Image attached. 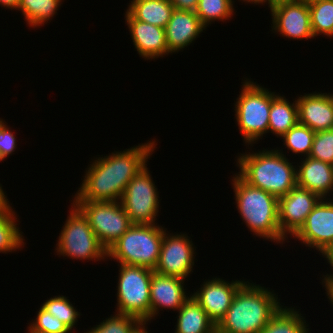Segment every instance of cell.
<instances>
[{"mask_svg":"<svg viewBox=\"0 0 333 333\" xmlns=\"http://www.w3.org/2000/svg\"><path fill=\"white\" fill-rule=\"evenodd\" d=\"M156 145L155 140H148L92 159L71 201H120L127 184L147 165Z\"/></svg>","mask_w":333,"mask_h":333,"instance_id":"obj_1","label":"cell"},{"mask_svg":"<svg viewBox=\"0 0 333 333\" xmlns=\"http://www.w3.org/2000/svg\"><path fill=\"white\" fill-rule=\"evenodd\" d=\"M274 290L246 281L236 292L217 333H260L283 306Z\"/></svg>","mask_w":333,"mask_h":333,"instance_id":"obj_2","label":"cell"},{"mask_svg":"<svg viewBox=\"0 0 333 333\" xmlns=\"http://www.w3.org/2000/svg\"><path fill=\"white\" fill-rule=\"evenodd\" d=\"M282 149H265L240 153L236 174L247 184L260 188L277 198L286 195L297 185L295 162H290Z\"/></svg>","mask_w":333,"mask_h":333,"instance_id":"obj_3","label":"cell"},{"mask_svg":"<svg viewBox=\"0 0 333 333\" xmlns=\"http://www.w3.org/2000/svg\"><path fill=\"white\" fill-rule=\"evenodd\" d=\"M232 176V187L236 208L240 217L253 232V236L282 243L286 239L281 235L278 221V198L260 188L243 181L236 173Z\"/></svg>","mask_w":333,"mask_h":333,"instance_id":"obj_4","label":"cell"},{"mask_svg":"<svg viewBox=\"0 0 333 333\" xmlns=\"http://www.w3.org/2000/svg\"><path fill=\"white\" fill-rule=\"evenodd\" d=\"M166 231L159 224H133L108 248L107 257L119 264L155 270Z\"/></svg>","mask_w":333,"mask_h":333,"instance_id":"obj_5","label":"cell"},{"mask_svg":"<svg viewBox=\"0 0 333 333\" xmlns=\"http://www.w3.org/2000/svg\"><path fill=\"white\" fill-rule=\"evenodd\" d=\"M242 81L241 93L234 104V116L244 144L253 147L268 133L272 91L249 78Z\"/></svg>","mask_w":333,"mask_h":333,"instance_id":"obj_6","label":"cell"},{"mask_svg":"<svg viewBox=\"0 0 333 333\" xmlns=\"http://www.w3.org/2000/svg\"><path fill=\"white\" fill-rule=\"evenodd\" d=\"M70 207L55 246L57 255L82 261H106L107 250L99 242L87 217L73 202Z\"/></svg>","mask_w":333,"mask_h":333,"instance_id":"obj_7","label":"cell"},{"mask_svg":"<svg viewBox=\"0 0 333 333\" xmlns=\"http://www.w3.org/2000/svg\"><path fill=\"white\" fill-rule=\"evenodd\" d=\"M119 275L115 312L132 315L151 323L150 283L154 270L143 266L118 264Z\"/></svg>","mask_w":333,"mask_h":333,"instance_id":"obj_8","label":"cell"},{"mask_svg":"<svg viewBox=\"0 0 333 333\" xmlns=\"http://www.w3.org/2000/svg\"><path fill=\"white\" fill-rule=\"evenodd\" d=\"M148 164L127 184L120 203L133 224H158L159 191L152 180Z\"/></svg>","mask_w":333,"mask_h":333,"instance_id":"obj_9","label":"cell"},{"mask_svg":"<svg viewBox=\"0 0 333 333\" xmlns=\"http://www.w3.org/2000/svg\"><path fill=\"white\" fill-rule=\"evenodd\" d=\"M87 217L99 242L108 248L132 225L120 201H72Z\"/></svg>","mask_w":333,"mask_h":333,"instance_id":"obj_10","label":"cell"},{"mask_svg":"<svg viewBox=\"0 0 333 333\" xmlns=\"http://www.w3.org/2000/svg\"><path fill=\"white\" fill-rule=\"evenodd\" d=\"M169 233H164L159 261L154 271L187 280L191 272L193 273L196 246H193L194 243L187 233Z\"/></svg>","mask_w":333,"mask_h":333,"instance_id":"obj_11","label":"cell"},{"mask_svg":"<svg viewBox=\"0 0 333 333\" xmlns=\"http://www.w3.org/2000/svg\"><path fill=\"white\" fill-rule=\"evenodd\" d=\"M294 238L321 255L333 246V196L319 200Z\"/></svg>","mask_w":333,"mask_h":333,"instance_id":"obj_12","label":"cell"},{"mask_svg":"<svg viewBox=\"0 0 333 333\" xmlns=\"http://www.w3.org/2000/svg\"><path fill=\"white\" fill-rule=\"evenodd\" d=\"M273 33L282 37L308 40L315 38L311 27L310 12L307 1H281L270 9Z\"/></svg>","mask_w":333,"mask_h":333,"instance_id":"obj_13","label":"cell"},{"mask_svg":"<svg viewBox=\"0 0 333 333\" xmlns=\"http://www.w3.org/2000/svg\"><path fill=\"white\" fill-rule=\"evenodd\" d=\"M321 198L296 185L286 195L278 198V221L281 235L293 237L303 226L306 217Z\"/></svg>","mask_w":333,"mask_h":333,"instance_id":"obj_14","label":"cell"},{"mask_svg":"<svg viewBox=\"0 0 333 333\" xmlns=\"http://www.w3.org/2000/svg\"><path fill=\"white\" fill-rule=\"evenodd\" d=\"M245 282L241 279L228 282L219 277L207 281L205 279L200 285L201 288L194 293L191 292V295L217 325L227 313L236 292Z\"/></svg>","mask_w":333,"mask_h":333,"instance_id":"obj_15","label":"cell"},{"mask_svg":"<svg viewBox=\"0 0 333 333\" xmlns=\"http://www.w3.org/2000/svg\"><path fill=\"white\" fill-rule=\"evenodd\" d=\"M184 282L185 279L180 277L153 272L150 283L151 320L160 314V310L172 309L177 312L181 308L190 297L185 291Z\"/></svg>","mask_w":333,"mask_h":333,"instance_id":"obj_16","label":"cell"},{"mask_svg":"<svg viewBox=\"0 0 333 333\" xmlns=\"http://www.w3.org/2000/svg\"><path fill=\"white\" fill-rule=\"evenodd\" d=\"M124 16L133 45L140 57L146 61V59L154 60L170 54L166 44L164 28L139 21L127 10Z\"/></svg>","mask_w":333,"mask_h":333,"instance_id":"obj_17","label":"cell"},{"mask_svg":"<svg viewBox=\"0 0 333 333\" xmlns=\"http://www.w3.org/2000/svg\"><path fill=\"white\" fill-rule=\"evenodd\" d=\"M296 99L300 124L314 132L333 129V94L315 91Z\"/></svg>","mask_w":333,"mask_h":333,"instance_id":"obj_18","label":"cell"},{"mask_svg":"<svg viewBox=\"0 0 333 333\" xmlns=\"http://www.w3.org/2000/svg\"><path fill=\"white\" fill-rule=\"evenodd\" d=\"M205 29L195 11L174 9L164 28L169 53H178L187 48Z\"/></svg>","mask_w":333,"mask_h":333,"instance_id":"obj_19","label":"cell"},{"mask_svg":"<svg viewBox=\"0 0 333 333\" xmlns=\"http://www.w3.org/2000/svg\"><path fill=\"white\" fill-rule=\"evenodd\" d=\"M296 167L297 185L320 198H329L333 192V165L305 157Z\"/></svg>","mask_w":333,"mask_h":333,"instance_id":"obj_20","label":"cell"},{"mask_svg":"<svg viewBox=\"0 0 333 333\" xmlns=\"http://www.w3.org/2000/svg\"><path fill=\"white\" fill-rule=\"evenodd\" d=\"M176 313L178 314L174 333L216 332V325L191 294Z\"/></svg>","mask_w":333,"mask_h":333,"instance_id":"obj_21","label":"cell"},{"mask_svg":"<svg viewBox=\"0 0 333 333\" xmlns=\"http://www.w3.org/2000/svg\"><path fill=\"white\" fill-rule=\"evenodd\" d=\"M272 92V102L269 114L268 133L282 137L289 129L294 127L298 121L297 100L290 103L284 96Z\"/></svg>","mask_w":333,"mask_h":333,"instance_id":"obj_22","label":"cell"},{"mask_svg":"<svg viewBox=\"0 0 333 333\" xmlns=\"http://www.w3.org/2000/svg\"><path fill=\"white\" fill-rule=\"evenodd\" d=\"M126 9L135 19L165 28L174 6L170 0H132Z\"/></svg>","mask_w":333,"mask_h":333,"instance_id":"obj_23","label":"cell"},{"mask_svg":"<svg viewBox=\"0 0 333 333\" xmlns=\"http://www.w3.org/2000/svg\"><path fill=\"white\" fill-rule=\"evenodd\" d=\"M12 206L0 209V253H12L25 246L18 217ZM18 225V226H17Z\"/></svg>","mask_w":333,"mask_h":333,"instance_id":"obj_24","label":"cell"},{"mask_svg":"<svg viewBox=\"0 0 333 333\" xmlns=\"http://www.w3.org/2000/svg\"><path fill=\"white\" fill-rule=\"evenodd\" d=\"M283 306L260 333H310L309 324L299 309ZM298 310V311H296Z\"/></svg>","mask_w":333,"mask_h":333,"instance_id":"obj_25","label":"cell"},{"mask_svg":"<svg viewBox=\"0 0 333 333\" xmlns=\"http://www.w3.org/2000/svg\"><path fill=\"white\" fill-rule=\"evenodd\" d=\"M64 0H20L18 11L30 28H36L48 23L63 4ZM62 2V3H61ZM52 18V19H51Z\"/></svg>","mask_w":333,"mask_h":333,"instance_id":"obj_26","label":"cell"},{"mask_svg":"<svg viewBox=\"0 0 333 333\" xmlns=\"http://www.w3.org/2000/svg\"><path fill=\"white\" fill-rule=\"evenodd\" d=\"M313 36L333 37V0L308 1Z\"/></svg>","mask_w":333,"mask_h":333,"instance_id":"obj_27","label":"cell"},{"mask_svg":"<svg viewBox=\"0 0 333 333\" xmlns=\"http://www.w3.org/2000/svg\"><path fill=\"white\" fill-rule=\"evenodd\" d=\"M234 0H198L196 15L207 28L215 21H226L234 15Z\"/></svg>","mask_w":333,"mask_h":333,"instance_id":"obj_28","label":"cell"},{"mask_svg":"<svg viewBox=\"0 0 333 333\" xmlns=\"http://www.w3.org/2000/svg\"><path fill=\"white\" fill-rule=\"evenodd\" d=\"M313 130L299 122L289 129L281 138L283 145L293 154L308 157L312 150L313 139L315 136Z\"/></svg>","mask_w":333,"mask_h":333,"instance_id":"obj_29","label":"cell"},{"mask_svg":"<svg viewBox=\"0 0 333 333\" xmlns=\"http://www.w3.org/2000/svg\"><path fill=\"white\" fill-rule=\"evenodd\" d=\"M41 307L66 324L71 331L76 328L75 325H77L76 323L78 318H80L81 312L77 311L66 296H53L45 300Z\"/></svg>","mask_w":333,"mask_h":333,"instance_id":"obj_30","label":"cell"},{"mask_svg":"<svg viewBox=\"0 0 333 333\" xmlns=\"http://www.w3.org/2000/svg\"><path fill=\"white\" fill-rule=\"evenodd\" d=\"M114 313L84 333H131L140 322L138 318L132 315Z\"/></svg>","mask_w":333,"mask_h":333,"instance_id":"obj_31","label":"cell"},{"mask_svg":"<svg viewBox=\"0 0 333 333\" xmlns=\"http://www.w3.org/2000/svg\"><path fill=\"white\" fill-rule=\"evenodd\" d=\"M36 319H32L27 333H72L66 324L48 313L41 306Z\"/></svg>","mask_w":333,"mask_h":333,"instance_id":"obj_32","label":"cell"},{"mask_svg":"<svg viewBox=\"0 0 333 333\" xmlns=\"http://www.w3.org/2000/svg\"><path fill=\"white\" fill-rule=\"evenodd\" d=\"M309 157L333 165V129L315 133Z\"/></svg>","mask_w":333,"mask_h":333,"instance_id":"obj_33","label":"cell"},{"mask_svg":"<svg viewBox=\"0 0 333 333\" xmlns=\"http://www.w3.org/2000/svg\"><path fill=\"white\" fill-rule=\"evenodd\" d=\"M8 123L0 118V162L12 155L17 148V140Z\"/></svg>","mask_w":333,"mask_h":333,"instance_id":"obj_34","label":"cell"},{"mask_svg":"<svg viewBox=\"0 0 333 333\" xmlns=\"http://www.w3.org/2000/svg\"><path fill=\"white\" fill-rule=\"evenodd\" d=\"M322 257L325 258V260L327 261V263L330 264L332 270H333V246L325 253L322 255ZM326 275H322V285H324L323 287L325 288V291L332 289L333 288V272L331 274H327Z\"/></svg>","mask_w":333,"mask_h":333,"instance_id":"obj_35","label":"cell"},{"mask_svg":"<svg viewBox=\"0 0 333 333\" xmlns=\"http://www.w3.org/2000/svg\"><path fill=\"white\" fill-rule=\"evenodd\" d=\"M174 9L184 11H195L197 8L198 0H170Z\"/></svg>","mask_w":333,"mask_h":333,"instance_id":"obj_36","label":"cell"},{"mask_svg":"<svg viewBox=\"0 0 333 333\" xmlns=\"http://www.w3.org/2000/svg\"><path fill=\"white\" fill-rule=\"evenodd\" d=\"M20 4V0H0V6L5 9L17 10Z\"/></svg>","mask_w":333,"mask_h":333,"instance_id":"obj_37","label":"cell"},{"mask_svg":"<svg viewBox=\"0 0 333 333\" xmlns=\"http://www.w3.org/2000/svg\"><path fill=\"white\" fill-rule=\"evenodd\" d=\"M10 201H8L6 192H4L2 185L0 183V209L9 207Z\"/></svg>","mask_w":333,"mask_h":333,"instance_id":"obj_38","label":"cell"},{"mask_svg":"<svg viewBox=\"0 0 333 333\" xmlns=\"http://www.w3.org/2000/svg\"><path fill=\"white\" fill-rule=\"evenodd\" d=\"M147 324H149L148 321H140L134 327V329L131 331V333H149V331H147V329H148V327L146 326Z\"/></svg>","mask_w":333,"mask_h":333,"instance_id":"obj_39","label":"cell"},{"mask_svg":"<svg viewBox=\"0 0 333 333\" xmlns=\"http://www.w3.org/2000/svg\"><path fill=\"white\" fill-rule=\"evenodd\" d=\"M239 1H243L245 3H251V4H255V5H267L268 4V7L269 9H271V0H239Z\"/></svg>","mask_w":333,"mask_h":333,"instance_id":"obj_40","label":"cell"},{"mask_svg":"<svg viewBox=\"0 0 333 333\" xmlns=\"http://www.w3.org/2000/svg\"><path fill=\"white\" fill-rule=\"evenodd\" d=\"M327 294V299L333 305V288L325 292Z\"/></svg>","mask_w":333,"mask_h":333,"instance_id":"obj_41","label":"cell"},{"mask_svg":"<svg viewBox=\"0 0 333 333\" xmlns=\"http://www.w3.org/2000/svg\"><path fill=\"white\" fill-rule=\"evenodd\" d=\"M281 1H295V0H271V8L275 3L281 2Z\"/></svg>","mask_w":333,"mask_h":333,"instance_id":"obj_42","label":"cell"}]
</instances>
